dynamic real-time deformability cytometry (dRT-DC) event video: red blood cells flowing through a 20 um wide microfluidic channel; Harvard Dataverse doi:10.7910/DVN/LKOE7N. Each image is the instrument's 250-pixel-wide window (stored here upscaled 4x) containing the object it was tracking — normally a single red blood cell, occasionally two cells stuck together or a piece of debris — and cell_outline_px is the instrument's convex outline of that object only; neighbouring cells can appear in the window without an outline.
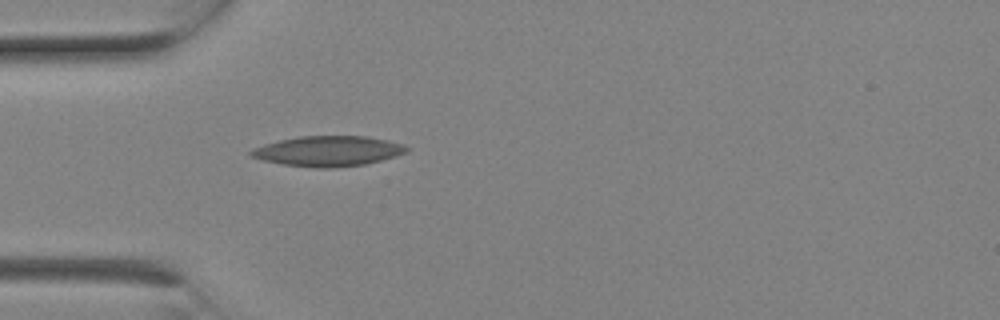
{"species": "Egyptian fruit bat (a non-hibernating species)", "species_latin": "Rousettus aegyptiacus", "temperature_condition": "room temperature", "stored_images_in_passage": 1, "camera_frame_rate_fps": 3000, "um_per_image_px": 0.085, "animal": {"sex": "female"}, "frame": {"image": 1, "passage_image": 1, "time_ms": 0.0, "image_size_px": [1000, 320], "cell_outline_px": [[412, 148], [408, 152], [396, 156], [364, 164], [332, 168], [316, 168], [284, 164], [264, 160], [248, 156], [248, 152], [252, 148], [264, 144], [280, 140], [300, 136], [368, 136], [388, 140], [404, 144]], "centroid_in_image_um": [27.92, 12.83], "position_along_channel_um": 57.1, "area_um2": 27.57}}